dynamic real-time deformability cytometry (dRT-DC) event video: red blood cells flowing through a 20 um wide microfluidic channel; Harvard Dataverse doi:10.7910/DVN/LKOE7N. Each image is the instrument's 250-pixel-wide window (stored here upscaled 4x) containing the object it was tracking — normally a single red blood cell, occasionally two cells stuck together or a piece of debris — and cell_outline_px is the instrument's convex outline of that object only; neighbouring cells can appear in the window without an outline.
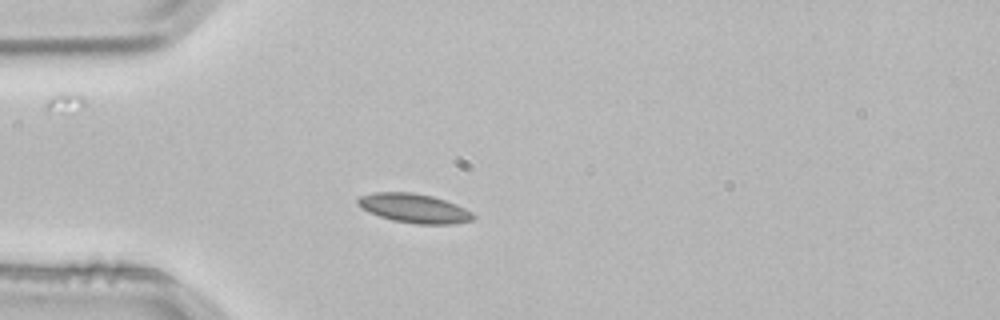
{"species": "common noctule bat (a hibernating species)", "species_latin": "Nyctalus noctula", "temperature_condition": "room temperature", "stored_images_in_passage": 2, "camera_frame_rate_fps": 3000, "um_per_image_px": 0.085, "animal": {"sex": "male", "body_mass_g": 21.5, "forearm_length_mm": 52.0}, "frame": {"image": 1, "passage_image": 2, "time_ms": 0.333, "image_size_px": [1000, 320], "cell_outline_px": [[476, 216], [472, 220], [452, 224], [416, 224], [392, 220], [368, 212], [360, 208], [356, 204], [356, 200], [360, 196], [376, 192], [412, 192], [432, 196], [456, 204], [472, 212]], "centroid_in_image_um": [35.17, 17.7], "position_along_channel_um": 49.8, "area_um2": 19.65}}